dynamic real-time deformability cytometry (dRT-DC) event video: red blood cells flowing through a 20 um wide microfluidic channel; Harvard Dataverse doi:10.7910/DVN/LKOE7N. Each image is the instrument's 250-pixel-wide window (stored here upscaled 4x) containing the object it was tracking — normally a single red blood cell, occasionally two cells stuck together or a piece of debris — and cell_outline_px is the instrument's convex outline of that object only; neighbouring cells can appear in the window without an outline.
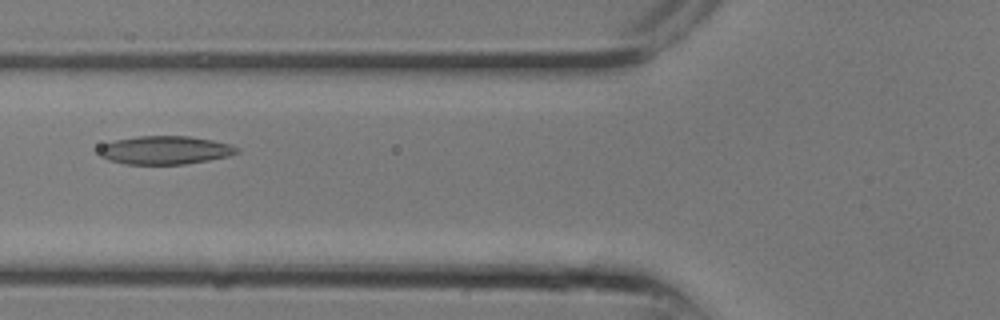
{"species": "common noctule bat (a hibernating species)", "species_latin": "Nyctalus noctula", "temperature_condition": "room temperature", "stored_images_in_passage": 11, "camera_frame_rate_fps": 3000, "um_per_image_px": 0.085, "animal": {"sex": "male", "body_mass_g": 13.3}, "frame": {"image": 1, "passage_image": 10, "time_ms": 3.0, "image_size_px": [1000, 320], "cell_outline_px": [[240, 152], [228, 156], [208, 160], [184, 164], [124, 164], [108, 160], [100, 156], [96, 152], [96, 148], [100, 144], [116, 140], [140, 136], [188, 136], [212, 140], [232, 144], [240, 148]], "centroid_in_image_um": [13.99, 12.76], "position_along_channel_um": 111.8, "area_um2": 23.06}}